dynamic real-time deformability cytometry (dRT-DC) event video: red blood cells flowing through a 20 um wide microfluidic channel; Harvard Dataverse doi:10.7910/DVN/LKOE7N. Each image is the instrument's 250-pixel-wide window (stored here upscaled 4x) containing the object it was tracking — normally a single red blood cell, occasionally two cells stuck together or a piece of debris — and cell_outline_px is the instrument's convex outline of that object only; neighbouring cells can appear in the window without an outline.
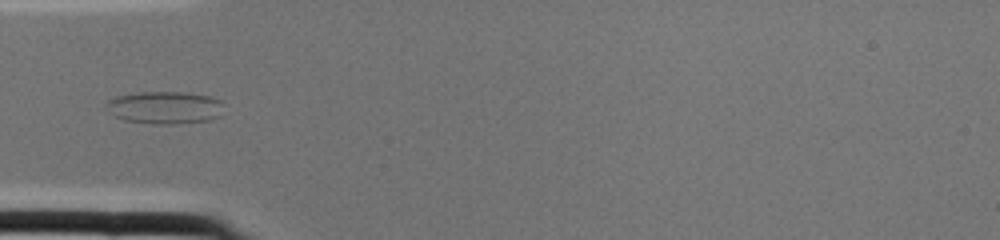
{"species": "common noctule bat (a hibernating species)", "species_latin": "Nyctalus noctula", "temperature_condition": "cold", "stored_images_in_passage": 2, "camera_frame_rate_fps": 3000, "um_per_image_px": 0.085, "animal": {"sex": "female", "body_mass_g": 22.0, "forearm_length_mm": 56.7}, "frame": {"image": 1, "passage_image": 2, "time_ms": 0.333, "image_size_px": [1000, 240], "cell_outline_px": [[220, 116], [212, 120], [172, 124], [152, 124], [124, 120], [116, 116], [104, 104], [108, 100], [116, 96], [136, 92], [184, 92], [212, 96], [220, 100]], "centroid_in_image_um": [14.0, 9.14], "position_along_channel_um": 71.0, "area_um2": 22.25}}